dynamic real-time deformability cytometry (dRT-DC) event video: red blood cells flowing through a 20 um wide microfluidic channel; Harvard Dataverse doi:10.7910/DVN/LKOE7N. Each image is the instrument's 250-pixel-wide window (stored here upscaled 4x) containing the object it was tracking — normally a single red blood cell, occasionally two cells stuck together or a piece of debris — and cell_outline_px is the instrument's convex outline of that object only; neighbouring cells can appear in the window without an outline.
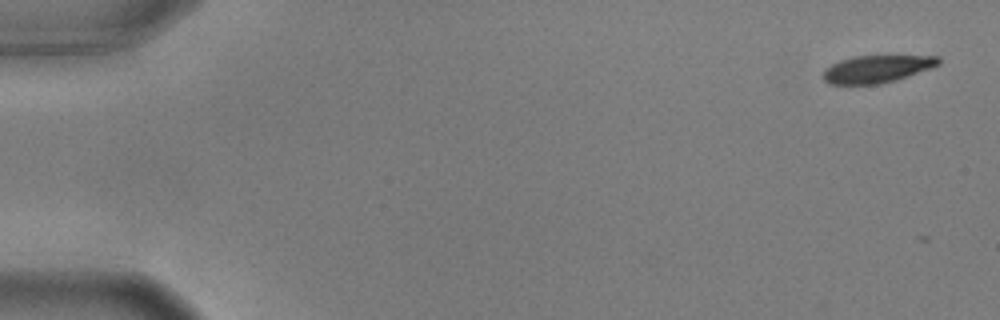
{"species": "common noctule bat (a hibernating species)", "species_latin": "Nyctalus noctula", "temperature_condition": "warm", "stored_images_in_passage": 2, "camera_frame_rate_fps": 3000, "um_per_image_px": 0.085, "animal": {"sex": "male", "body_mass_g": 17.9, "forearm_length_mm": 54.2}, "frame": {"image": 1, "passage_image": 1, "time_ms": 0.0, "image_size_px": [1000, 320], "cell_outline_px": [[940, 64], [896, 80], [880, 84], [828, 84], [824, 80], [824, 72], [832, 64], [840, 60], [856, 56], [940, 56]], "centroid_in_image_um": [74.54, 5.86], "position_along_channel_um": 10.5, "area_um2": 18.09}}